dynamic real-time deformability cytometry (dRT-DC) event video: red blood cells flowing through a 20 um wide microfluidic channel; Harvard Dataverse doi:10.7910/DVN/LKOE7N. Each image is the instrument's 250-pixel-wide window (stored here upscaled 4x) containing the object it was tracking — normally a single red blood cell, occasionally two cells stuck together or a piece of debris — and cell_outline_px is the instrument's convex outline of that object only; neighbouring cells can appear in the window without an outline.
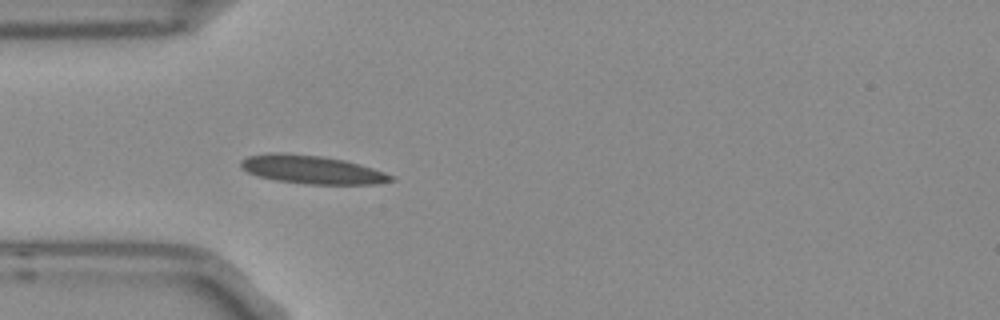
{"species": "Egyptian fruit bat (a non-hibernating species)", "species_latin": "Rousettus aegyptiacus", "temperature_condition": "room temperature", "stored_images_in_passage": 39, "camera_frame_rate_fps": 3000, "um_per_image_px": 0.085, "frame": {"image": 1, "passage_image": 1, "time_ms": 0.0, "image_size_px": [1000, 320], "cell_outline_px": [[396, 180], [376, 184], [308, 184], [276, 180], [260, 176], [248, 172], [240, 168], [240, 160], [248, 156], [268, 152], [284, 152], [320, 156], [344, 160], [360, 164], [384, 172], [392, 176]], "centroid_in_image_um": [26.48, 14.4], "position_along_channel_um": 58.5, "area_um2": 24.8}}
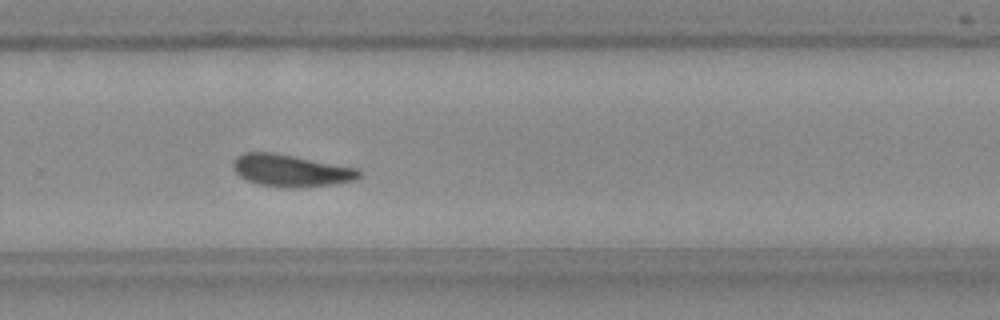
{"frame": {"image": 2, "passage_image": 21, "time_ms": 6.667, "image_size_px": [1000, 320], "cell_outline_px": [[360, 176], [352, 180], [336, 184], [300, 188], [292, 188], [260, 184], [248, 180], [240, 176], [232, 168], [232, 160], [236, 156], [244, 152], [272, 152], [360, 168]], "centroid_in_image_um": [24.72, 14.49], "position_along_channel_um": 305.1, "area_um2": 23.64}}
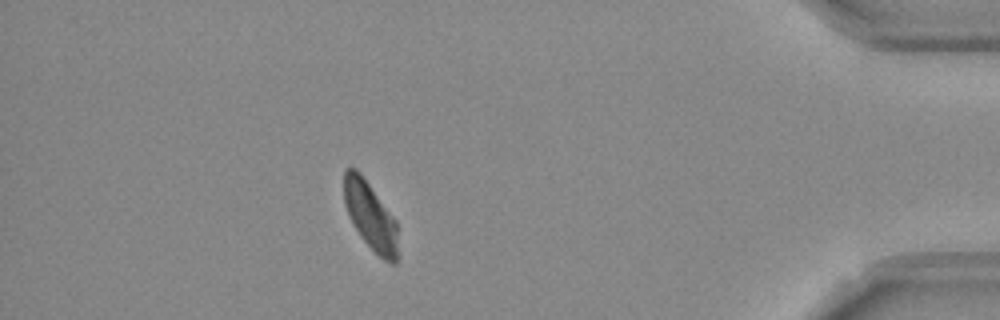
{"frame": {"image": 3, "passage_image": 33, "time_ms": 10.667, "image_size_px": [1000, 320], "cell_outline_px": [[396, 264], [392, 264], [384, 260], [364, 240], [348, 216], [344, 204], [344, 168], [356, 168], [360, 172], [396, 220]], "centroid_in_image_um": [31.45, 18.3], "position_along_channel_um": 403.8, "area_um2": 20.87}, "authors_computed_cell_mechanics": {"area_um2": 23.0044, "velocity_mm_per_s": 3.7276, "shape_relaxation_time_tau1_ms": 10.1297, "shape_relaxation_time_tau2_ms": null, "deformation_change_tau1": 0.1617, "deformation_change_tau2": null}}